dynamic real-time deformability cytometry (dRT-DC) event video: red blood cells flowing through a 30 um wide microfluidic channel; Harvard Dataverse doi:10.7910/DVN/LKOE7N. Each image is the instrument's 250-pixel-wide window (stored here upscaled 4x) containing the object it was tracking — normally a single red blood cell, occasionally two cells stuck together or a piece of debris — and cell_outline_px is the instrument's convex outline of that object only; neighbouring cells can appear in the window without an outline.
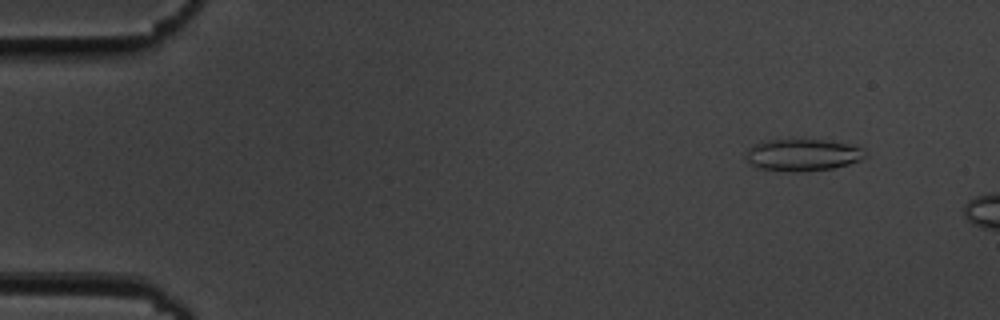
{"species": "common noctule bat (a hibernating species)", "species_latin": "Nyctalus noctula", "temperature_condition": "cold", "stored_images_in_passage": 10, "camera_frame_rate_fps": 3000, "um_per_image_px": 0.085, "animal": {"sex": "male", "body_mass_g": 19.5, "forearm_length_mm": 54.6}, "frame": {"image": 1, "passage_image": 5, "time_ms": 1.333, "image_size_px": [1000, 320], "cell_outline_px": [[868, 156], [860, 160], [848, 164], [832, 168], [760, 168], [748, 164], [748, 148], [752, 144], [768, 140], [824, 140], [848, 144], [860, 148]], "centroid_in_image_um": [68.24, 13.11], "position_along_channel_um": 16.8, "area_um2": 20.81}}